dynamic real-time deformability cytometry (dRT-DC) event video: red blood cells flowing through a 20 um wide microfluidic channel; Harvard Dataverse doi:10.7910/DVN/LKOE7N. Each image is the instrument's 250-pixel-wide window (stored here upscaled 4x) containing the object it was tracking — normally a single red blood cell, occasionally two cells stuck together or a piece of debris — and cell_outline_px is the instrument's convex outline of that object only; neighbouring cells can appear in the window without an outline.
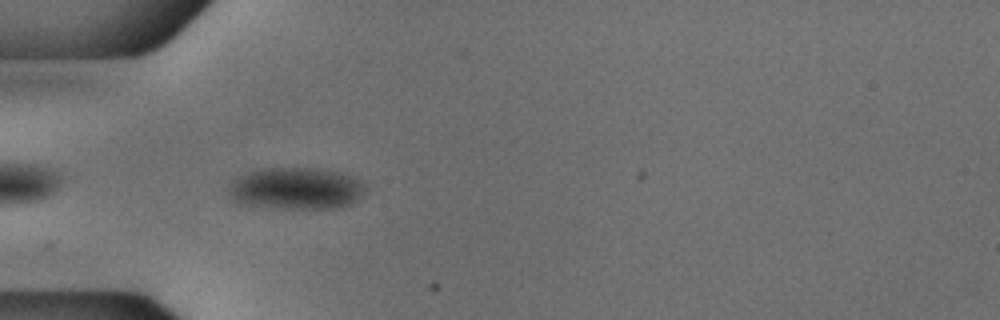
{"species": "common noctule bat (a hibernating species)", "species_latin": "Nyctalus noctula", "temperature_condition": "cold", "stored_images_in_passage": 36, "camera_frame_rate_fps": 3000, "um_per_image_px": 0.085, "animal": {"sex": "male", "body_mass_g": 18.8}, "frame": {"image": 1, "passage_image": 2, "time_ms": 0.333, "image_size_px": [1000, 320], "cell_outline_px": [[364, 192], [352, 204], [344, 208], [284, 208], [236, 204], [232, 200], [228, 192], [228, 184], [236, 176], [260, 168], [316, 168], [336, 172], [360, 180], [364, 188]], "centroid_in_image_um": [25.08, 16.03], "position_along_channel_um": 59.9, "area_um2": 33.58}}
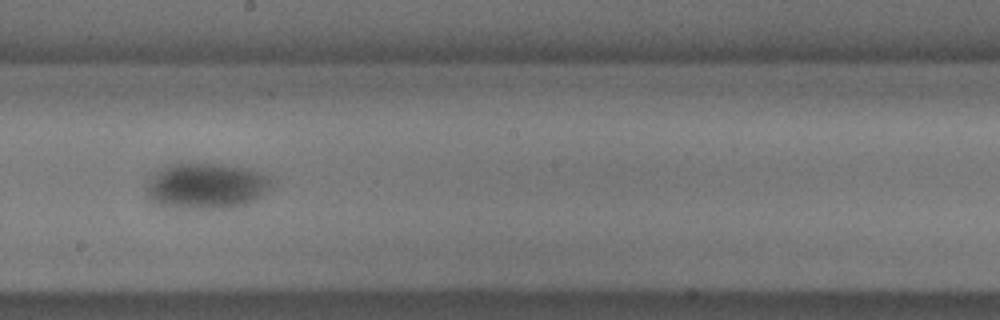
{"frame": {"image": 2, "passage_image": 16, "time_ms": 5.0, "image_size_px": [1000, 320], "cell_outline_px": [[276, 180], [272, 188], [260, 196], [244, 204], [224, 208], [176, 208], [156, 204], [148, 196], [148, 184], [156, 172], [164, 168], [176, 164], [220, 164], [248, 168], [272, 176]], "centroid_in_image_um": [17.63, 15.81], "position_along_channel_um": 230.6, "area_um2": 33.12}}
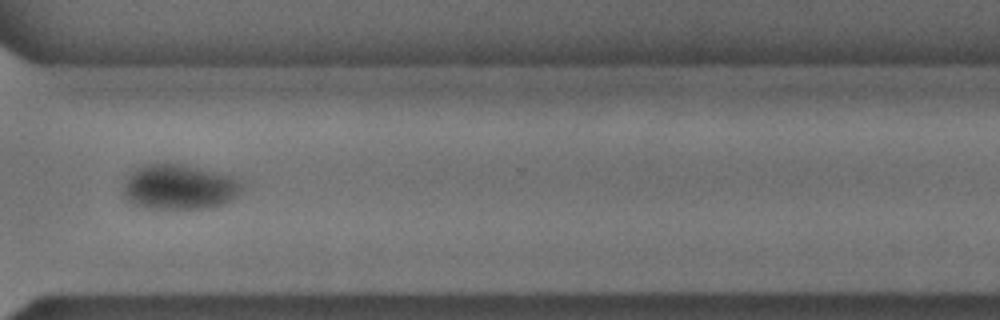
{"frame": {"image": 3, "passage_image": 26, "time_ms": 8.333, "image_size_px": [1000, 320], "cell_outline_px": [[244, 184], [240, 192], [224, 204], [200, 208], [140, 208], [132, 204], [124, 196], [124, 184], [140, 168], [148, 164], [180, 164], [232, 176], [240, 180]], "centroid_in_image_um": [15.27, 15.92], "position_along_channel_um": 355.3, "area_um2": 30.4}}